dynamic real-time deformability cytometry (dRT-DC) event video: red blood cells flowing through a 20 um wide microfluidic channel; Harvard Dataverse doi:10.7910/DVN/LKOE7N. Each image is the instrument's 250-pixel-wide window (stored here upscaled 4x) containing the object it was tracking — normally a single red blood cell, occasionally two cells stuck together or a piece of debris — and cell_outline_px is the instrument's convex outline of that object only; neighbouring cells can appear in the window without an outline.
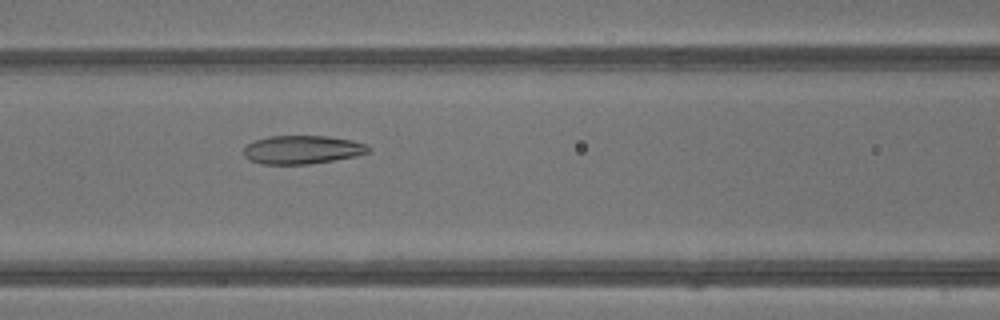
{"species": "common noctule bat (a hibernating species)", "species_latin": "Nyctalus noctula", "temperature_condition": "warm", "stored_images_in_passage": 43, "camera_frame_rate_fps": 3000, "um_per_image_px": 0.085, "animal": {"sex": "male", "body_mass_g": 13.3}, "frame": {"image": 1, "passage_image": 19, "time_ms": 6.0, "image_size_px": [1000, 320], "cell_outline_px": [[372, 148], [368, 152], [356, 156], [308, 164], [260, 164], [248, 160], [244, 156], [244, 148], [248, 144], [256, 140], [268, 136], [328, 136], [352, 140], [368, 144]], "centroid_in_image_um": [25.7, 12.72], "position_along_channel_um": 140.9, "area_um2": 20.75}}
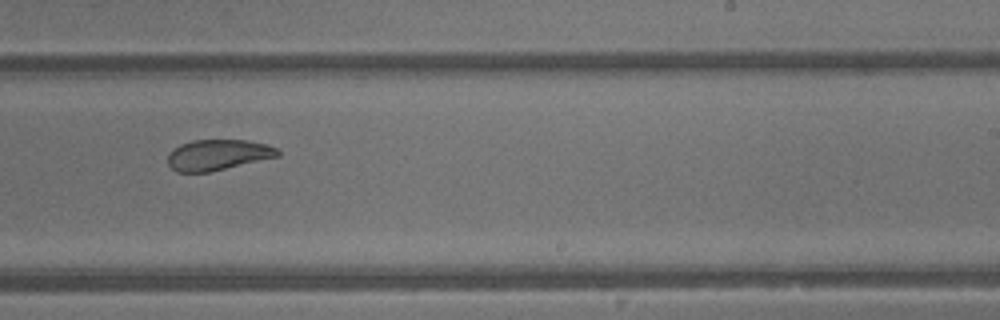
{"frame": {"image": 2, "passage_image": 27, "time_ms": 8.667, "image_size_px": [1000, 320], "cell_outline_px": [[280, 156], [208, 172], [176, 172], [168, 164], [168, 152], [180, 144], [192, 140], [248, 140], [268, 144], [276, 148], [280, 152]], "centroid_in_image_um": [18.51, 13.15], "position_along_channel_um": 270.5, "area_um2": 19.71}}
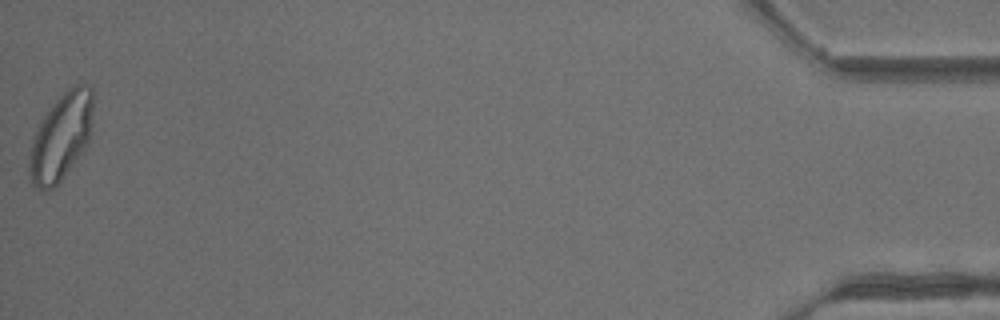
{"frame": {"image": 3, "passage_image": 43, "time_ms": 14.0, "image_size_px": [1000, 320], "cell_outline_px": [[92, 108], [88, 144], [84, 152], [60, 184], [44, 192], [40, 192], [28, 180], [28, 156], [32, 136], [44, 112], [72, 84], [88, 84], [92, 88]], "centroid_in_image_um": [5.14, 11.7], "position_along_channel_um": 430.1, "area_um2": 33.47}, "authors_computed_cell_mechanics": {"area_um2": 25.0852, "velocity_mm_per_s": 4.8698, "shape_relaxation_time_tau1_ms": 5.95, "shape_relaxation_time_tau2_ms": 1.5239, "deformation_change_tau1": 0.1703, "deformation_change_tau2": 0.0811}}